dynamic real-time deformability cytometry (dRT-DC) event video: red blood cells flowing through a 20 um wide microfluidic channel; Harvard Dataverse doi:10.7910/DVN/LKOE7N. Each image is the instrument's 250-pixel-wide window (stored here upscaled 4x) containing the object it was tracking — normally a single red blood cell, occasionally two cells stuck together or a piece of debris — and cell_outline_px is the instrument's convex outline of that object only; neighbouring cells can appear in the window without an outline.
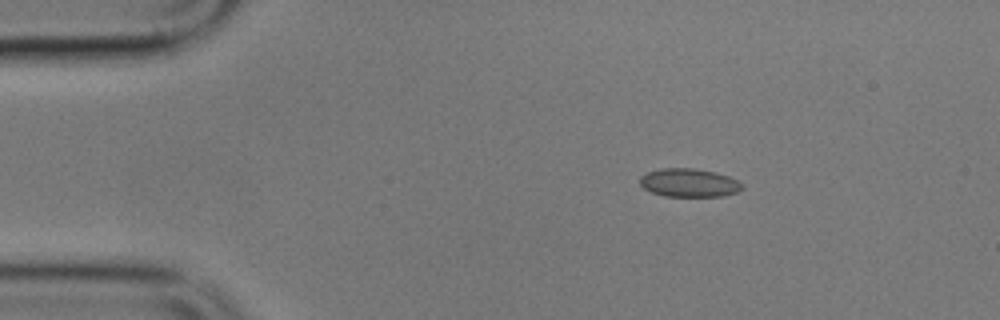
{"species": "common noctule bat (a hibernating species)", "species_latin": "Nyctalus noctula", "temperature_condition": "cold", "stored_images_in_passage": 5, "camera_frame_rate_fps": 3000, "um_per_image_px": 0.085, "animal": {"sex": "male", "body_mass_g": 17.9}, "frame": {"image": 1, "passage_image": 3, "time_ms": 2.333, "image_size_px": [1000, 320], "cell_outline_px": [[744, 188], [736, 192], [724, 196], [664, 196], [652, 192], [644, 188], [640, 184], [640, 176], [648, 172], [660, 168], [692, 168], [716, 172], [740, 180], [744, 184]], "centroid_in_image_um": [58.61, 15.53], "position_along_channel_um": 26.4, "area_um2": 17.05}}